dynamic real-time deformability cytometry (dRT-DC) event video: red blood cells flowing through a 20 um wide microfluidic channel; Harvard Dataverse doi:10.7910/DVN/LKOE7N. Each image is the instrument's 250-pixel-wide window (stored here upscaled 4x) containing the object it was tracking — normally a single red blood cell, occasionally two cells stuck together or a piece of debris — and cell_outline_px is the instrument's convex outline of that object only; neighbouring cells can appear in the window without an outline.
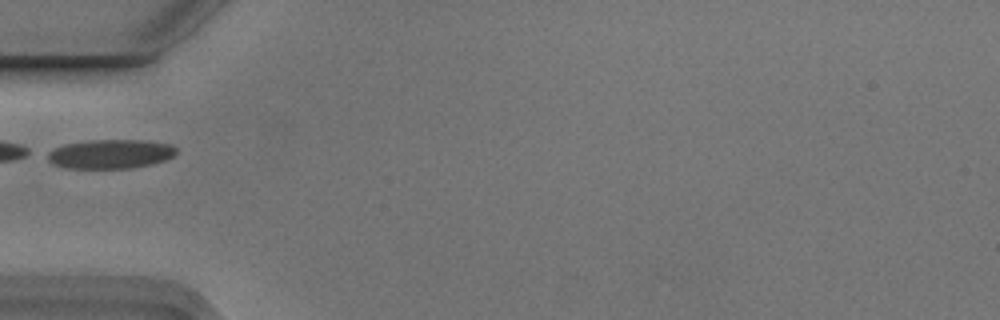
{"species": "Egyptian fruit bat (a non-hibernating species)", "species_latin": "Rousettus aegyptiacus", "temperature_condition": "cold", "stored_images_in_passage": 2, "camera_frame_rate_fps": 3000, "um_per_image_px": 0.085, "animal": {"sex": "male"}, "frame": {"image": 1, "passage_image": 1, "time_ms": 0.0, "image_size_px": [1000, 320], "cell_outline_px": [[176, 152], [172, 156], [164, 160], [152, 164], [132, 168], [64, 168], [52, 164], [48, 160], [44, 152], [52, 148], [64, 144], [88, 140], [144, 140], [172, 144], [176, 148]], "centroid_in_image_um": [9.32, 13.08], "position_along_channel_um": 75.7, "area_um2": 22.2}}